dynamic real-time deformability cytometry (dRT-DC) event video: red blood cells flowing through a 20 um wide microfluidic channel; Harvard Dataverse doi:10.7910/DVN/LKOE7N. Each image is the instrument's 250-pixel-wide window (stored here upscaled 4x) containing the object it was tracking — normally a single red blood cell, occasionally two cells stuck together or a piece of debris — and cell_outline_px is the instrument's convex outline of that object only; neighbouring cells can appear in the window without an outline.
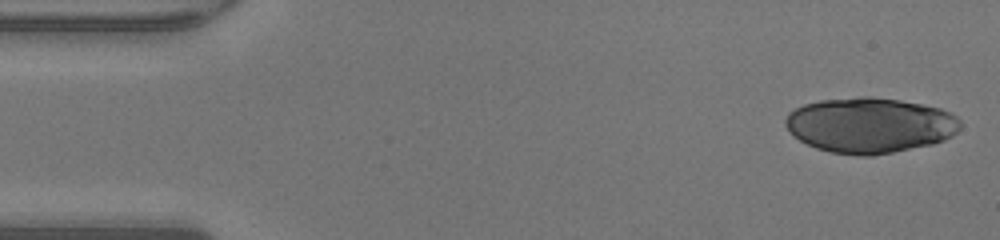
{"species": "human", "species_latin": "Homo sapiens", "temperature_condition": "warm", "stored_images_in_passage": 46, "camera_frame_rate_fps": 3000, "um_per_image_px": 0.085, "donor": {"sex": "male"}, "frame": {"image": 1, "passage_image": 1, "time_ms": 0.0, "image_size_px": [1000, 240], "cell_outline_px": [[960, 128], [952, 136], [944, 140], [932, 144], [872, 156], [860, 156], [832, 152], [816, 148], [800, 140], [784, 124], [784, 120], [788, 112], [804, 104], [820, 100], [860, 96], [868, 96], [900, 100], [940, 108], [956, 116], [960, 120]], "centroid_in_image_um": [73.94, 10.64], "position_along_channel_um": 11.1, "area_um2": 56.3}}
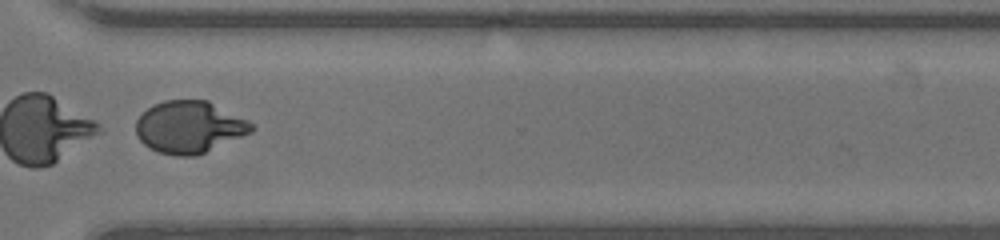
{"frame": {"image": 2, "passage_image": 34, "time_ms": 11.0, "image_size_px": [1000, 240], "cell_outline_px": [[256, 128], [252, 132], [196, 156], [176, 156], [160, 152], [148, 148], [136, 136], [136, 120], [148, 108], [164, 100], [208, 100], [248, 120]], "centroid_in_image_um": [16.1, 10.8], "position_along_channel_um": 354.5, "area_um2": 35.03}}